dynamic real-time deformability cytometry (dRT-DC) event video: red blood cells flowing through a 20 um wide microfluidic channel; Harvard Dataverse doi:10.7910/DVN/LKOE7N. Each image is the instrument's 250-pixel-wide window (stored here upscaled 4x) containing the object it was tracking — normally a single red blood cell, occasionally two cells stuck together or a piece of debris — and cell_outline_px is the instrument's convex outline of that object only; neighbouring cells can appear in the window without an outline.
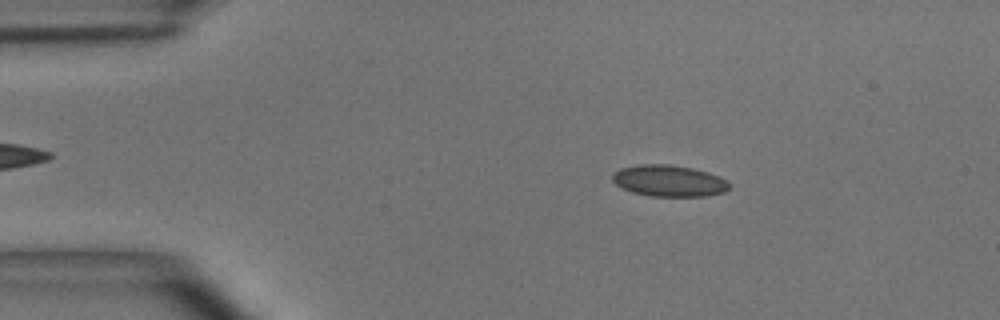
{"species": "common noctule bat (a hibernating species)", "species_latin": "Nyctalus noctula", "temperature_condition": "room temperature", "stored_images_in_passage": 50, "camera_frame_rate_fps": 3000, "um_per_image_px": 0.085, "animal": {"sex": "male", "body_mass_g": 15.6}, "frame": {"image": 1, "passage_image": 8, "time_ms": 2.333, "image_size_px": [1000, 320], "cell_outline_px": [[728, 188], [724, 192], [704, 196], [652, 196], [632, 192], [620, 188], [612, 180], [612, 176], [620, 168], [640, 164], [668, 164], [692, 168], [708, 172], [720, 176], [728, 180]], "centroid_in_image_um": [56.85, 15.36], "position_along_channel_um": 28.1, "area_um2": 21.39}}
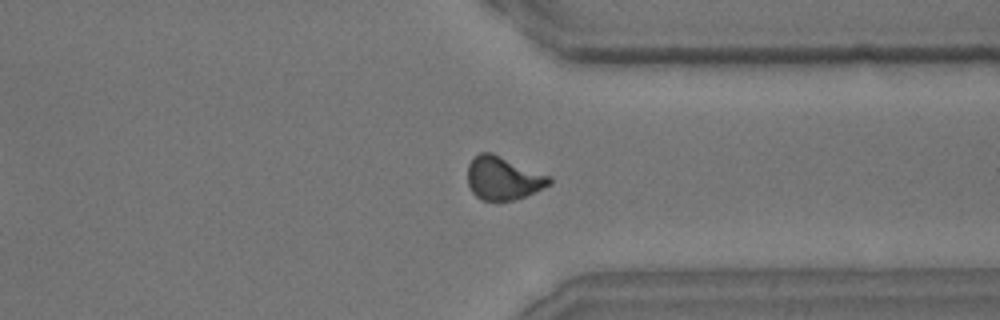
{"frame": {"image": 2, "passage_image": 38, "time_ms": 12.333, "image_size_px": [1000, 320], "cell_outline_px": [[552, 184], [524, 196], [512, 200], [480, 200], [472, 192], [468, 184], [468, 164], [472, 156], [480, 152], [492, 152], [552, 176]], "centroid_in_image_um": [42.77, 15.12], "position_along_channel_um": 368.6, "area_um2": 20.81}}
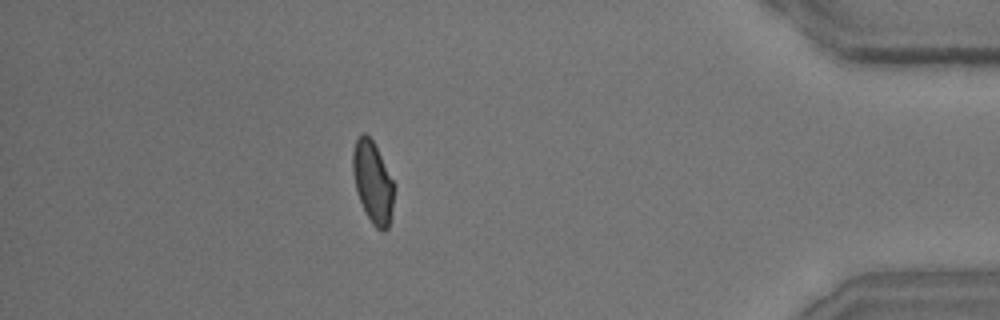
{"frame": {"image": 3, "passage_image": 44, "time_ms": 14.333, "image_size_px": [1000, 320], "cell_outline_px": [[396, 188], [392, 212], [388, 228], [384, 232], [380, 232], [372, 224], [356, 192], [352, 172], [352, 152], [356, 140], [364, 132], [372, 140], [396, 184]], "centroid_in_image_um": [31.71, 15.52], "position_along_channel_um": 403.5, "area_um2": 19.94}, "authors_computed_cell_mechanics": {"area_um2": 20.6635, "velocity_mm_per_s": 3.9366, "shape_relaxation_time_tau1_ms": 9.3907, "shape_relaxation_time_tau2_ms": 1.0574, "deformation_change_tau1": 0.1372, "deformation_change_tau2": 0.053}}